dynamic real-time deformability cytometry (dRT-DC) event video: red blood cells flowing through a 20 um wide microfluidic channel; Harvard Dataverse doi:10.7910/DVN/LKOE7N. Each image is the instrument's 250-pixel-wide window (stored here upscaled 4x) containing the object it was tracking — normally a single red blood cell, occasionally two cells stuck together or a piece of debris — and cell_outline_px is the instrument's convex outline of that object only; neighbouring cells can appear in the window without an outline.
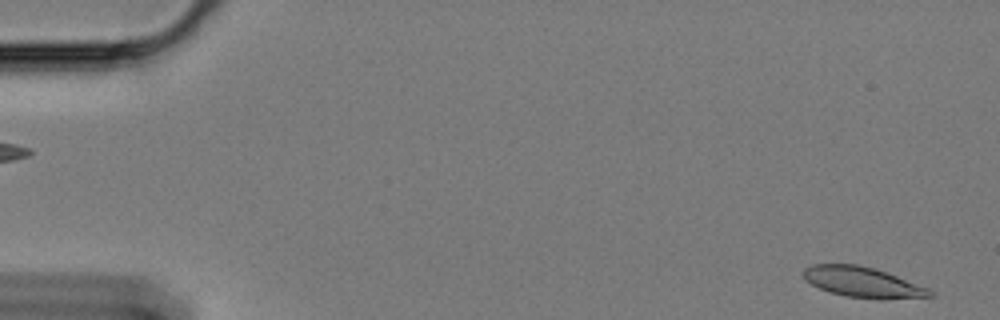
{"species": "Egyptian fruit bat (a non-hibernating species)", "species_latin": "Rousettus aegyptiacus", "temperature_condition": "cold", "stored_images_in_passage": 32, "camera_frame_rate_fps": 3000, "um_per_image_px": 0.085, "animal": {"sex": "female"}, "frame": {"image": 1, "passage_image": 2, "time_ms": 0.333, "image_size_px": [1000, 320], "cell_outline_px": [[936, 296], [880, 300], [876, 300], [844, 296], [828, 292], [804, 280], [804, 268], [812, 264], [856, 264], [872, 268], [896, 276], [928, 288], [936, 292]], "centroid_in_image_um": [73.34, 24.01], "position_along_channel_um": 11.7, "area_um2": 22.54}}
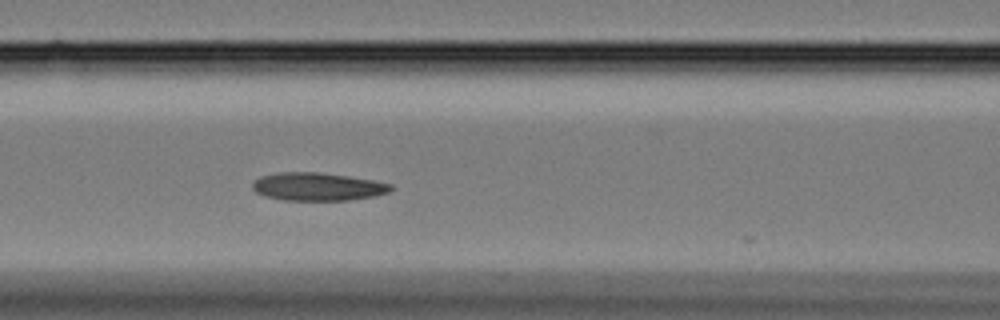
{"frame": {"image": 2, "passage_image": 25, "time_ms": 8.0, "image_size_px": [1000, 320], "cell_outline_px": [[396, 188], [388, 192], [376, 196], [348, 200], [280, 200], [264, 196], [256, 192], [252, 188], [252, 184], [260, 176], [276, 172], [316, 172], [348, 176], [372, 180], [392, 184]], "centroid_in_image_um": [27.0, 15.87], "position_along_channel_um": 139.6, "area_um2": 22.72}}
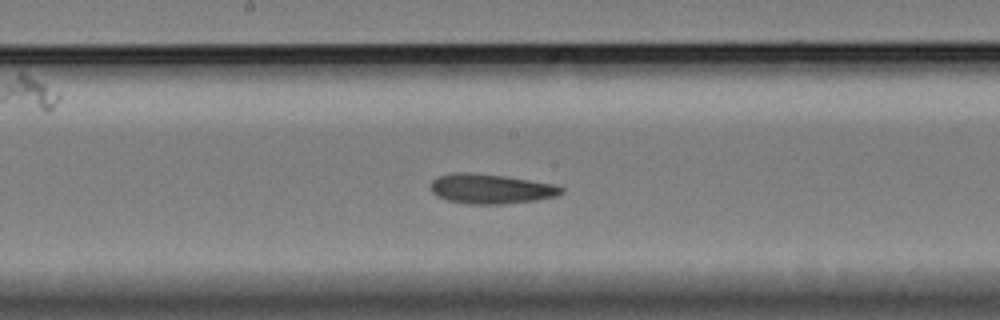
{"frame": {"image": 3, "passage_image": 31, "time_ms": 10.0, "image_size_px": [1000, 320], "cell_outline_px": [[564, 192], [556, 196], [536, 200], [500, 204], [468, 204], [444, 200], [436, 196], [432, 192], [432, 180], [440, 176], [456, 172], [468, 172], [504, 176], [552, 184], [564, 188]], "centroid_in_image_um": [41.7, 16.06], "position_along_channel_um": 206.5, "area_um2": 22.48}}